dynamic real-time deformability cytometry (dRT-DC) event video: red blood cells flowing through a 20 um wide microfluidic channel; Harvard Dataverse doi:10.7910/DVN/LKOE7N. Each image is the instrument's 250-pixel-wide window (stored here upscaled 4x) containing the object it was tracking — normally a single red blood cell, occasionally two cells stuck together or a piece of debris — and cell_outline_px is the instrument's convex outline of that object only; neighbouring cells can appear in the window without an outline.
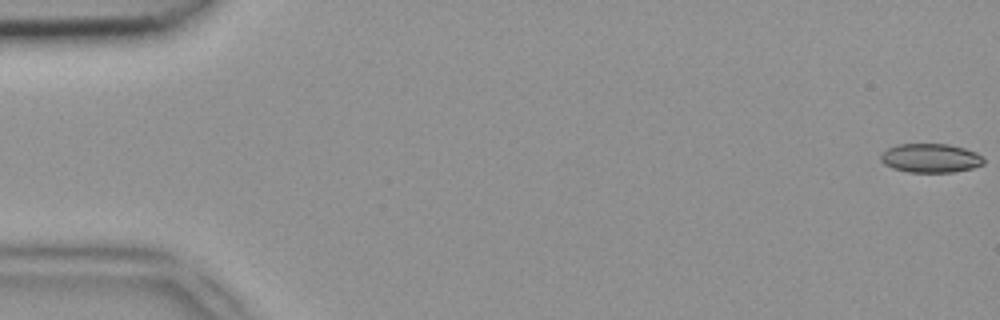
{"species": "common noctule bat (a hibernating species)", "species_latin": "Nyctalus noctula", "temperature_condition": "room temperature", "stored_images_in_passage": 49, "camera_frame_rate_fps": 3000, "um_per_image_px": 0.085, "animal": {"sex": "female", "body_mass_g": 18.4}, "frame": {"image": 1, "passage_image": 1, "time_ms": 0.0, "image_size_px": [1000, 320], "cell_outline_px": [[984, 164], [972, 168], [952, 172], [908, 172], [892, 168], [884, 164], [880, 160], [880, 156], [888, 148], [896, 144], [948, 144], [964, 148], [976, 152], [984, 160]], "centroid_in_image_um": [79.08, 13.44], "position_along_channel_um": 5.9, "area_um2": 17.34}}
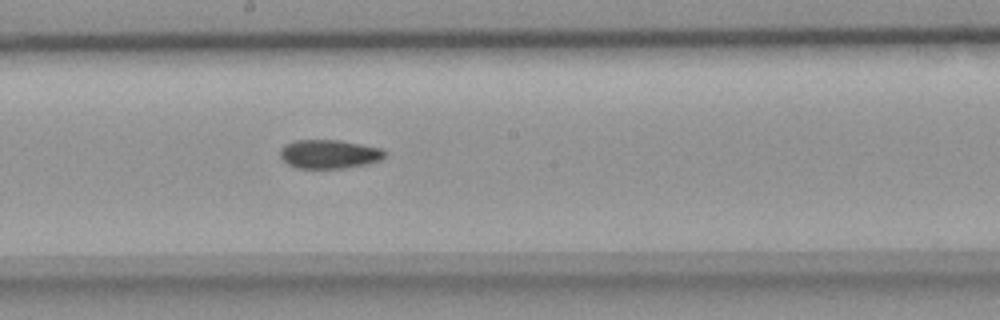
{"frame": {"image": 2, "passage_image": 27, "time_ms": 8.667, "image_size_px": [1000, 320], "cell_outline_px": [[388, 152], [380, 160], [368, 164], [344, 168], [296, 168], [288, 164], [280, 156], [280, 148], [284, 144], [296, 140], [340, 140], [380, 148]], "centroid_in_image_um": [27.97, 13.09], "position_along_channel_um": 220.2, "area_um2": 17.63}}
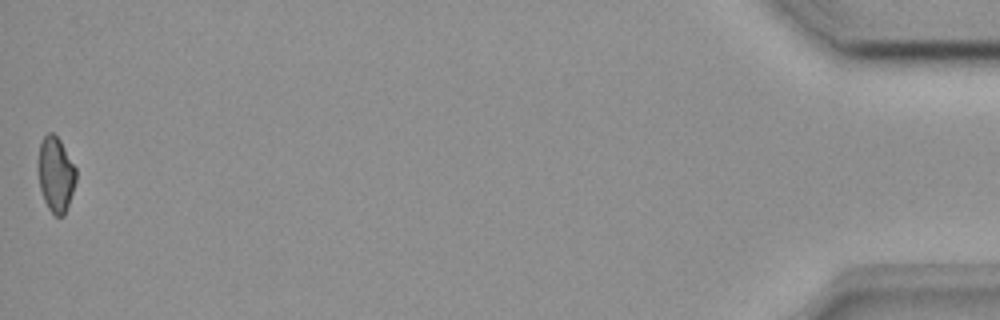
{"frame": {"image": 3, "passage_image": 49, "time_ms": 16.0, "image_size_px": [1000, 320], "cell_outline_px": [[76, 180], [64, 216], [56, 216], [48, 208], [44, 200], [40, 188], [40, 140], [48, 132], [52, 132], [60, 140], [76, 168]], "centroid_in_image_um": [4.76, 14.82], "position_along_channel_um": 430.4, "area_um2": 16.07}}